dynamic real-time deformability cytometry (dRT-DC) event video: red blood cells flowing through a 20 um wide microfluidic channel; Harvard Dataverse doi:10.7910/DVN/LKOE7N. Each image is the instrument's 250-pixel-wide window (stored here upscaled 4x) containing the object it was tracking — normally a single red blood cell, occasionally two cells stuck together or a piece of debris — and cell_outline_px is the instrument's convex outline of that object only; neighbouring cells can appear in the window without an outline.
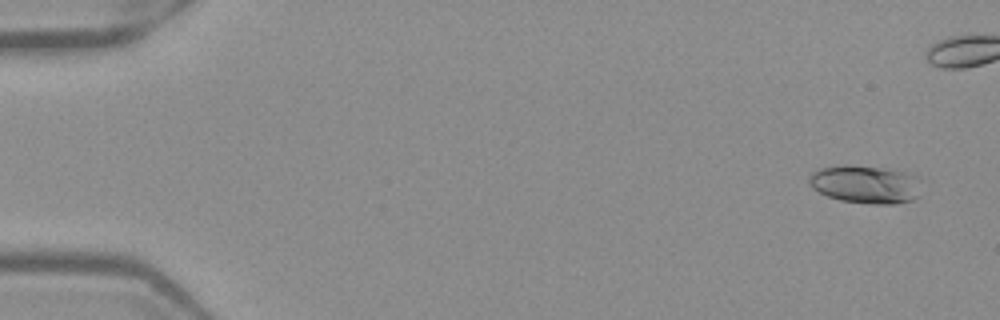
{"species": "Egyptian fruit bat (a non-hibernating species)", "species_latin": "Rousettus aegyptiacus", "temperature_condition": "warm", "stored_images_in_passage": 44, "camera_frame_rate_fps": 3000, "um_per_image_px": 0.085, "frame": {"image": 1, "passage_image": 2, "time_ms": 0.333, "image_size_px": [1000, 320], "cell_outline_px": [[920, 196], [912, 200], [896, 204], [872, 204], [840, 200], [828, 196], [812, 188], [808, 184], [808, 176], [812, 172], [820, 168], [844, 164], [848, 164], [884, 168], [908, 172], [920, 176]], "centroid_in_image_um": [73.6, 15.65], "position_along_channel_um": 11.4, "area_um2": 25.49}}
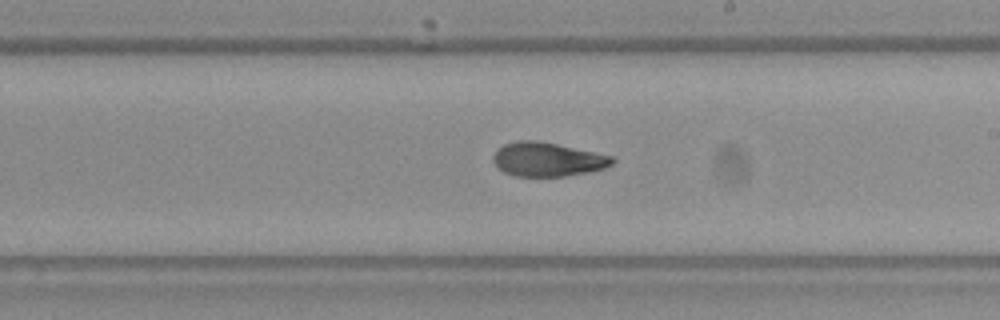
{"frame": {"image": 2, "passage_image": 30, "time_ms": 9.667, "image_size_px": [1000, 320], "cell_outline_px": [[616, 160], [612, 164], [604, 168], [588, 172], [564, 176], [516, 176], [504, 172], [496, 168], [492, 160], [492, 156], [504, 144], [520, 140], [536, 140], [556, 144], [612, 156]], "centroid_in_image_um": [46.51, 13.55], "position_along_channel_um": 242.5, "area_um2": 23.41}}
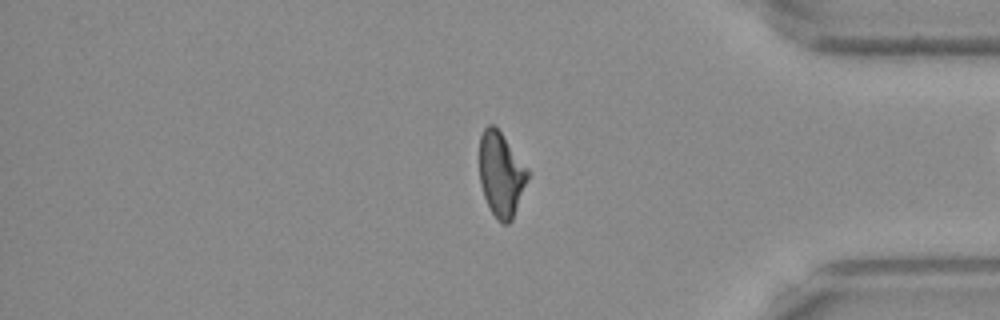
{"frame": {"image": 3, "passage_image": 43, "time_ms": 14.0, "image_size_px": [1000, 320], "cell_outline_px": [[528, 176], [512, 220], [508, 224], [504, 224], [496, 220], [484, 196], [480, 184], [480, 136], [484, 128], [488, 124], [492, 124], [500, 132], [528, 168]], "centroid_in_image_um": [42.57, 14.82], "position_along_channel_um": 392.6, "area_um2": 23.35}}